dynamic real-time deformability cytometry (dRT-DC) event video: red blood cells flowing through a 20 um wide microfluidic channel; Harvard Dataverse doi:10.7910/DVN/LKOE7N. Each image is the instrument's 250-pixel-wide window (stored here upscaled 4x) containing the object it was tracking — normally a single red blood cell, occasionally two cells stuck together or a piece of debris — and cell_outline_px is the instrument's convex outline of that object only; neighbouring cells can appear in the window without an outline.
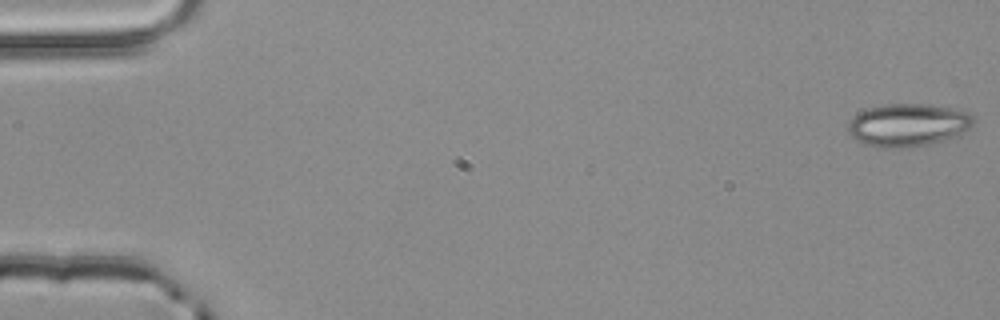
{"species": "common noctule bat (a hibernating species)", "species_latin": "Nyctalus noctula", "temperature_condition": "room temperature", "stored_images_in_passage": 4, "camera_frame_rate_fps": 3000, "um_per_image_px": 0.085, "animal": {"sex": "male", "body_mass_g": 20.4}, "frame": {"image": 1, "passage_image": 1, "time_ms": 0.0, "image_size_px": [1000, 320], "cell_outline_px": [[972, 124], [960, 136], [912, 148], [880, 148], [864, 144], [856, 140], [848, 132], [848, 120], [852, 116], [868, 108], [884, 104], [928, 104], [956, 108], [968, 112], [972, 116]], "centroid_in_image_um": [77.16, 10.63], "position_along_channel_um": 7.8, "area_um2": 31.73}}